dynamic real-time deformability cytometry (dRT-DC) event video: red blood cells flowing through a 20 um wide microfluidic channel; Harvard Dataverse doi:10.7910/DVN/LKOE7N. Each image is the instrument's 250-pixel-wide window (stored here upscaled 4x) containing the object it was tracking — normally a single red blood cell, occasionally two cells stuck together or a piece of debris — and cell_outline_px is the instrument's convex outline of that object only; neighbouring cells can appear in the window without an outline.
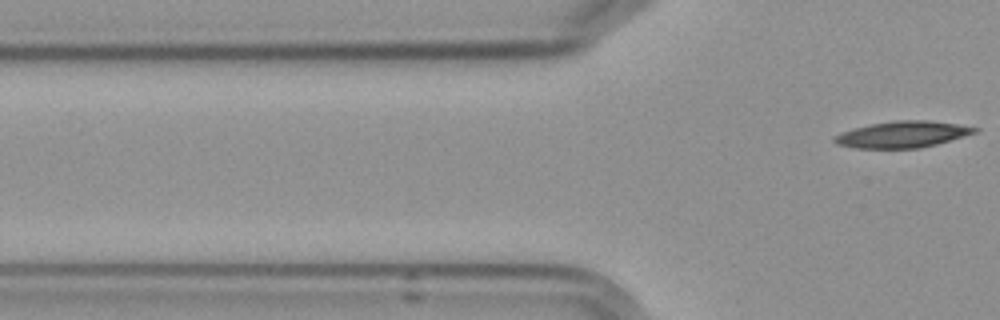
{"species": "Egyptian fruit bat (a non-hibernating species)", "species_latin": "Rousettus aegyptiacus", "temperature_condition": "cold", "stored_images_in_passage": 6, "segment_of_instrument_passage": [2, 2], "camera_frame_rate_fps": 3000, "um_per_image_px": 0.085, "frame": {"image": 1, "passage_image": 6, "time_ms": 7.0, "image_size_px": [1000, 320], "cell_outline_px": [[980, 128], [976, 132], [936, 144], [920, 148], [856, 148], [836, 144], [832, 140], [840, 132], [872, 124], [892, 120], [928, 120], [956, 124]], "centroid_in_image_um": [76.69, 11.42], "position_along_channel_um": 49.1, "area_um2": 21.33}}